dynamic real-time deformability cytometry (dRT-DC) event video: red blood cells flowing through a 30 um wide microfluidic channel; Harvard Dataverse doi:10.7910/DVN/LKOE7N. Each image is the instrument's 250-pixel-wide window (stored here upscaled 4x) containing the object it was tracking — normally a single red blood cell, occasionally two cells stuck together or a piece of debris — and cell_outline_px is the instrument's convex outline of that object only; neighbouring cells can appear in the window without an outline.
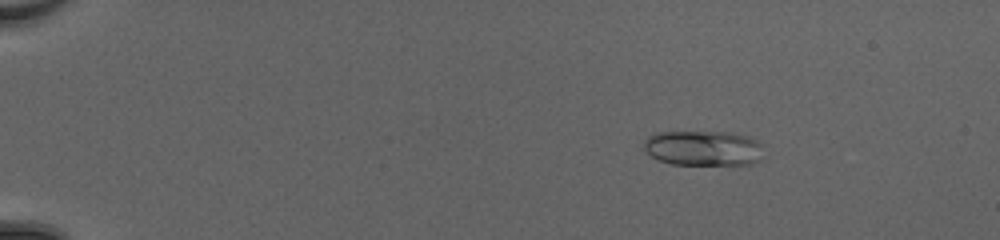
{"species": "common noctule bat (a hibernating species)", "species_latin": "Nyctalus noctula", "temperature_condition": "cold", "stored_images_in_passage": 51, "camera_frame_rate_fps": 3000, "um_per_image_px": 0.085, "animal": {"sex": "female", "body_mass_g": 20.0, "forearm_length_mm": 54.0}, "frame": {"image": 1, "passage_image": 9, "time_ms": 2.667, "image_size_px": [1000, 240], "cell_outline_px": [[760, 160], [752, 164], [672, 164], [660, 160], [652, 156], [644, 148], [644, 140], [648, 136], [656, 132], [728, 132], [748, 136], [756, 140], [760, 144]], "centroid_in_image_um": [59.76, 12.58], "position_along_channel_um": 25.2, "area_um2": 24.28}}
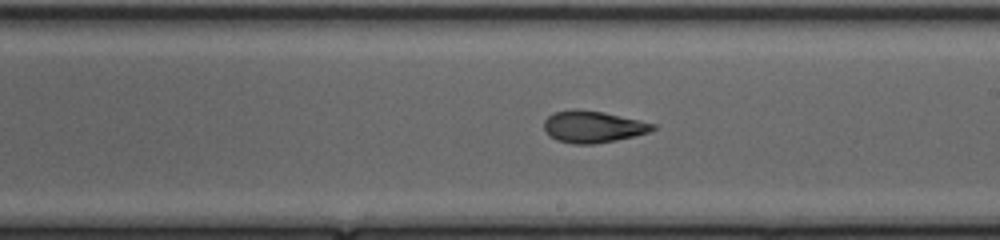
{"frame": {"image": 2, "passage_image": 32, "time_ms": 10.333, "image_size_px": [1000, 240], "cell_outline_px": [[656, 128], [648, 132], [636, 136], [616, 140], [592, 144], [572, 144], [556, 140], [544, 128], [544, 120], [548, 116], [556, 112], [576, 108], [604, 112], [656, 124]], "centroid_in_image_um": [50.41, 10.77], "position_along_channel_um": 238.6, "area_um2": 20.06}}
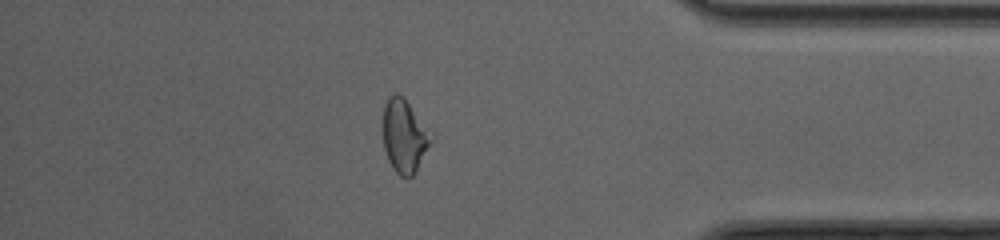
{"frame": {"image": 3, "passage_image": 45, "time_ms": 14.667, "image_size_px": [1000, 240], "cell_outline_px": [[432, 140], [416, 172], [412, 176], [400, 176], [392, 168], [388, 160], [384, 148], [384, 104], [388, 96], [396, 92], [408, 104], [432, 132]], "centroid_in_image_um": [34.37, 11.58], "position_along_channel_um": 400.8, "area_um2": 20.17}, "authors_computed_cell_mechanics": {"area_um2": 21.0392, "velocity_mm_per_s": 4.248, "shape_relaxation_time_tau1_ms": 6.4805, "shape_relaxation_time_tau2_ms": 1.9827, "deformation_change_tau1": 0.2067, "deformation_change_tau2": 0.0888}}